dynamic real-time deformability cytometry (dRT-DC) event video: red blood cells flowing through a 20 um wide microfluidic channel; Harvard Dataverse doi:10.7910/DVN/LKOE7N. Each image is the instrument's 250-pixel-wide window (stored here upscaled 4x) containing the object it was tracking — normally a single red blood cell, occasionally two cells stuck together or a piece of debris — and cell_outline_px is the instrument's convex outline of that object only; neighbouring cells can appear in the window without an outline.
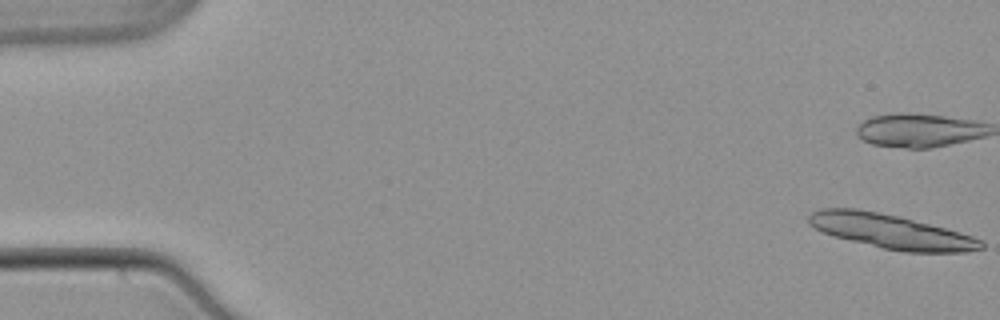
{"species": "common noctule bat (a hibernating species)", "species_latin": "Nyctalus noctula", "temperature_condition": "warm", "stored_images_in_passage": 45, "camera_frame_rate_fps": 3000, "um_per_image_px": 0.085, "animal": {"sex": "male", "body_mass_g": 21.5, "forearm_length_mm": 52.0}, "frame": {"image": 1, "passage_image": 1, "time_ms": 0.0, "image_size_px": [1000, 320], "cell_outline_px": [[984, 248], [968, 252], [904, 252], [884, 248], [832, 236], [820, 232], [808, 224], [808, 216], [812, 212], [820, 208], [856, 208], [900, 216], [960, 232], [984, 240]], "centroid_in_image_um": [75.72, 19.67], "position_along_channel_um": 9.3, "area_um2": 34.68}, "authors_computed_cell_mechanics": {"area_um2": 18.9006, "velocity_mm_per_s": 3.8449, "shape_relaxation_time_tau1_ms": null, "shape_relaxation_time_tau2_ms": 3.2514, "deformation_change_tau1": null, "deformation_change_tau2": 0.0744}}